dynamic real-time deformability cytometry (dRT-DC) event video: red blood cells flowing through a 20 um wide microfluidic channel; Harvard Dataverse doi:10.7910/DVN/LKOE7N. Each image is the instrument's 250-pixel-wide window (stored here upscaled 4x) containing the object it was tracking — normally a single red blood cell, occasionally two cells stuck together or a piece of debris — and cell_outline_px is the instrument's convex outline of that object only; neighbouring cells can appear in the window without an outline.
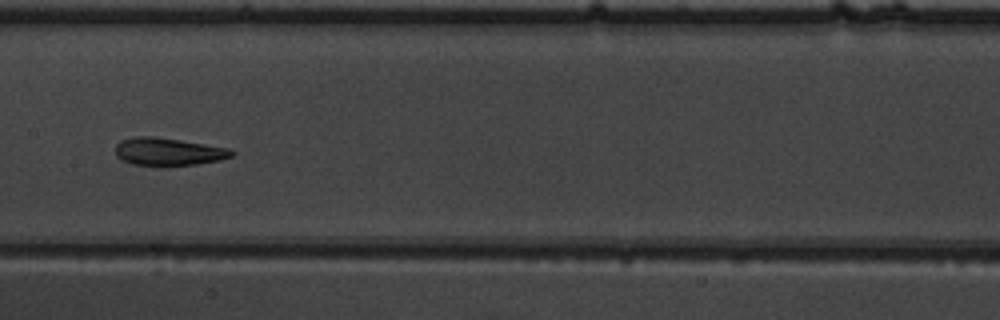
{"species": "common noctule bat (a hibernating species)", "species_latin": "Nyctalus noctula", "temperature_condition": "warm", "stored_images_in_passage": 47, "camera_frame_rate_fps": 3000, "um_per_image_px": 0.085, "animal": {"sex": "male", "body_mass_g": 19.5, "forearm_length_mm": 54.6}, "frame": {"image": 1, "passage_image": 28, "time_ms": 9.0, "image_size_px": [1000, 320], "cell_outline_px": [[236, 152], [232, 156], [220, 160], [196, 164], [132, 164], [116, 156], [116, 144], [120, 140], [136, 136], [152, 136], [180, 140], [228, 148]], "centroid_in_image_um": [14.31, 12.86], "position_along_channel_um": 193.1, "area_um2": 18.26}}
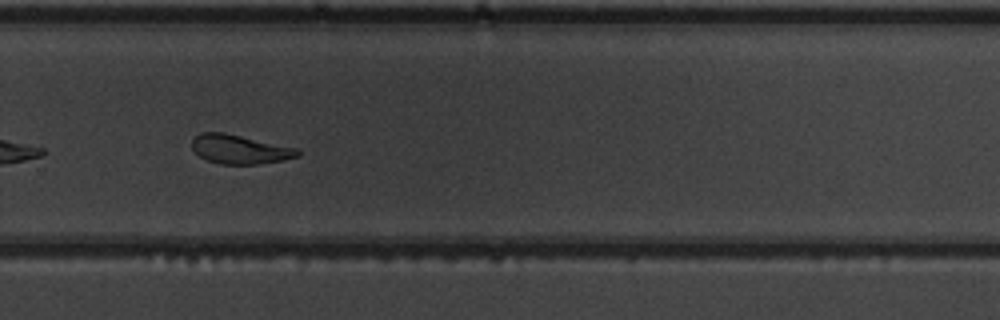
{"frame": {"image": 2, "passage_image": 37, "time_ms": 12.0, "image_size_px": [1000, 320], "cell_outline_px": [[300, 156], [284, 160], [260, 164], [220, 164], [208, 160], [200, 156], [192, 148], [192, 140], [200, 132], [224, 132], [300, 148]], "centroid_in_image_um": [20.43, 12.68], "position_along_channel_um": 309.4, "area_um2": 18.09}}
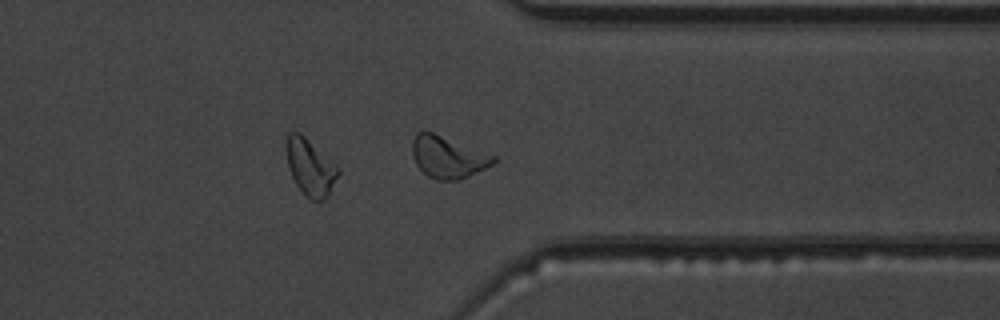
{"frame": {"image": 3, "passage_image": 42, "time_ms": 13.667, "image_size_px": [1000, 320], "cell_outline_px": [[496, 160], [492, 164], [460, 180], [436, 180], [428, 176], [416, 164], [412, 152], [412, 140], [416, 132], [432, 132], [496, 156]], "centroid_in_image_um": [38.05, 13.36], "position_along_channel_um": 373.4, "area_um2": 19.48}, "authors_computed_cell_mechanics": {"area_um2": 19.5364, "velocity_mm_per_s": 3.9098, "shape_relaxation_time_tau1_ms": 8.7867, "shape_relaxation_time_tau2_ms": 2.5405, "deformation_change_tau1": 0.2062, "deformation_change_tau2": 0.1116}}